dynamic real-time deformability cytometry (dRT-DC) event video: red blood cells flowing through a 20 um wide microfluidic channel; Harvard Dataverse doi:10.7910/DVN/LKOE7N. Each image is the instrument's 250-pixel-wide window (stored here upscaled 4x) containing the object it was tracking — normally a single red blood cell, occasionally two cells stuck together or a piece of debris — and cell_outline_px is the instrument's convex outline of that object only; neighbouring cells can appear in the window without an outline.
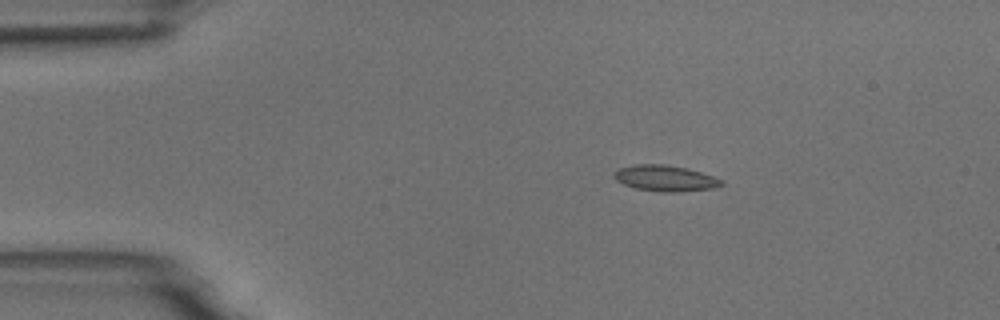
{"species": "common noctule bat (a hibernating species)", "species_latin": "Nyctalus noctula", "temperature_condition": "room temperature", "stored_images_in_passage": 4, "camera_frame_rate_fps": 3000, "um_per_image_px": 0.085, "animal": {"sex": "male", "body_mass_g": 18.8}, "frame": {"image": 1, "passage_image": 2, "time_ms": 1.333, "image_size_px": [1000, 320], "cell_outline_px": [[724, 184], [712, 188], [680, 192], [660, 192], [636, 188], [624, 184], [616, 180], [612, 176], [620, 168], [636, 164], [664, 164], [688, 168], [724, 180]], "centroid_in_image_um": [56.56, 15.15], "position_along_channel_um": 28.4, "area_um2": 16.18}}
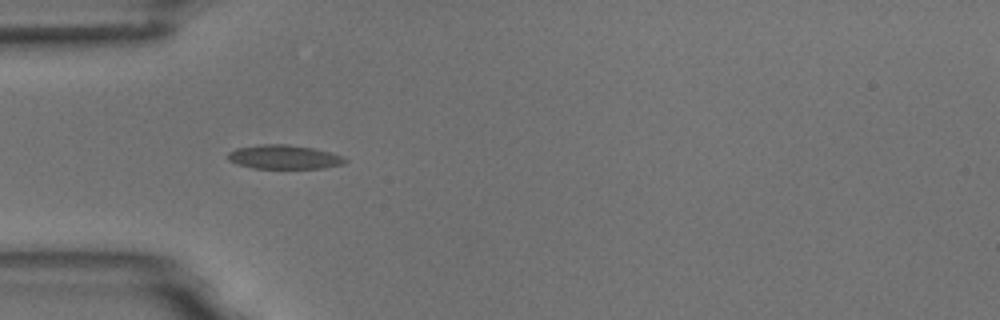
{"frame": {"image": 2, "passage_image": 4, "time_ms": 3.667, "image_size_px": [1000, 320], "cell_outline_px": [[348, 160], [344, 164], [324, 168], [252, 168], [236, 164], [228, 160], [228, 152], [236, 148], [260, 144], [288, 144], [312, 148], [344, 156]], "centroid_in_image_um": [24.13, 13.35], "position_along_channel_um": 60.9, "area_um2": 16.47}}